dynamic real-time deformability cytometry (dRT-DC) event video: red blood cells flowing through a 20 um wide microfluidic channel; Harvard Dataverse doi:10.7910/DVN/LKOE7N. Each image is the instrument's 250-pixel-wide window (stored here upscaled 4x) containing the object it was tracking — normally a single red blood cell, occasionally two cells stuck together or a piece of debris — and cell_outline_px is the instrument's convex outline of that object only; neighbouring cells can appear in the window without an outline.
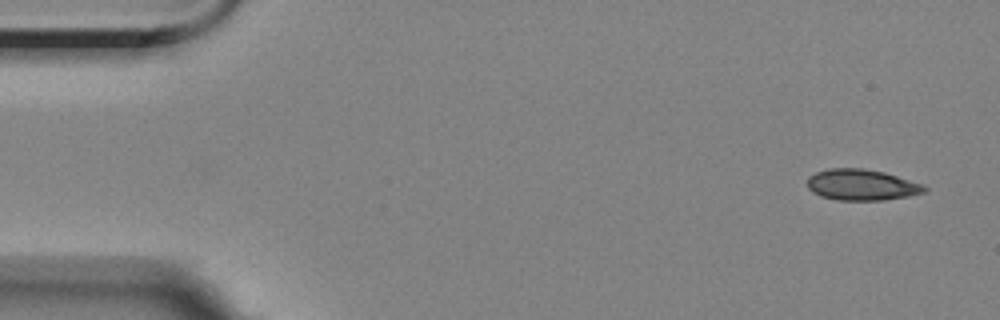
{"species": "Egyptian fruit bat (a non-hibernating species)", "species_latin": "Rousettus aegyptiacus", "temperature_condition": "room temperature", "stored_images_in_passage": 4, "camera_frame_rate_fps": 3000, "um_per_image_px": 0.085, "animal": {"sex": "female"}, "frame": {"image": 1, "passage_image": 1, "time_ms": 0.0, "image_size_px": [1000, 320], "cell_outline_px": [[928, 188], [924, 192], [908, 196], [884, 200], [836, 200], [820, 196], [812, 192], [808, 188], [808, 176], [816, 172], [828, 168], [864, 168], [884, 172], [924, 184]], "centroid_in_image_um": [73.23, 15.71], "position_along_channel_um": 11.8, "area_um2": 21.33}}
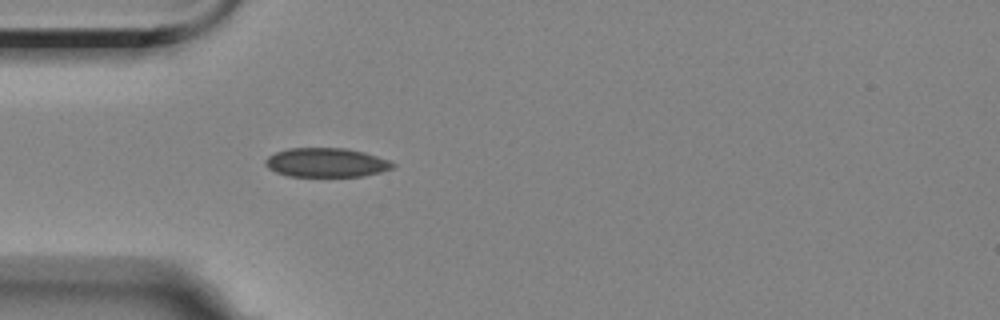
{"frame": {"image": 2, "passage_image": 4, "time_ms": 4.333, "image_size_px": [1000, 320], "cell_outline_px": [[396, 164], [392, 168], [380, 172], [364, 176], [288, 176], [276, 172], [268, 168], [264, 164], [264, 160], [268, 156], [276, 152], [288, 148], [344, 148], [364, 152], [388, 160]], "centroid_in_image_um": [27.7, 13.82], "position_along_channel_um": 57.3, "area_um2": 21.56}}